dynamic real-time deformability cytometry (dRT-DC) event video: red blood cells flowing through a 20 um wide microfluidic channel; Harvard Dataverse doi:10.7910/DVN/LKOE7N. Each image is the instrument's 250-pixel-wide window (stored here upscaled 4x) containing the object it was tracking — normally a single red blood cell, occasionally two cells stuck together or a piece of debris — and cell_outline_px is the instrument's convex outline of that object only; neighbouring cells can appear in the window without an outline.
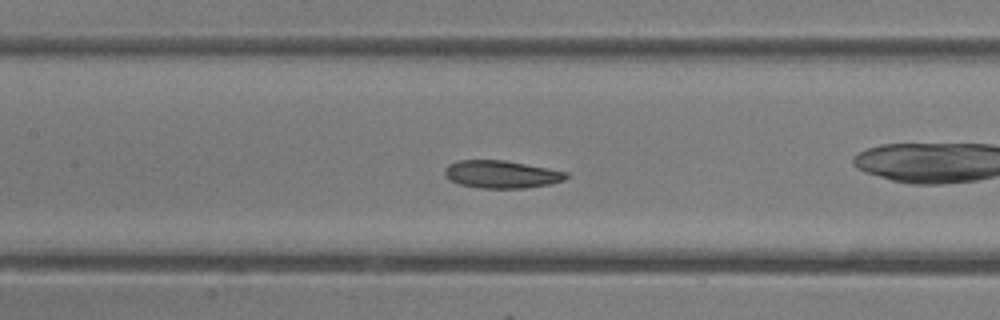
{"species": "common noctule bat (a hibernating species)", "species_latin": "Nyctalus noctula", "temperature_condition": "room temperature", "stored_images_in_passage": 42, "camera_frame_rate_fps": 3000, "um_per_image_px": 0.085, "animal": {"sex": "female"}, "frame": {"image": 1, "passage_image": 19, "time_ms": 6.0, "image_size_px": [1000, 320], "cell_outline_px": [[568, 176], [564, 180], [548, 184], [524, 188], [480, 188], [460, 184], [448, 180], [444, 176], [444, 168], [448, 164], [456, 160], [504, 160], [548, 168], [568, 172]], "centroid_in_image_um": [42.57, 14.81], "position_along_channel_um": 164.8, "area_um2": 19.65}}
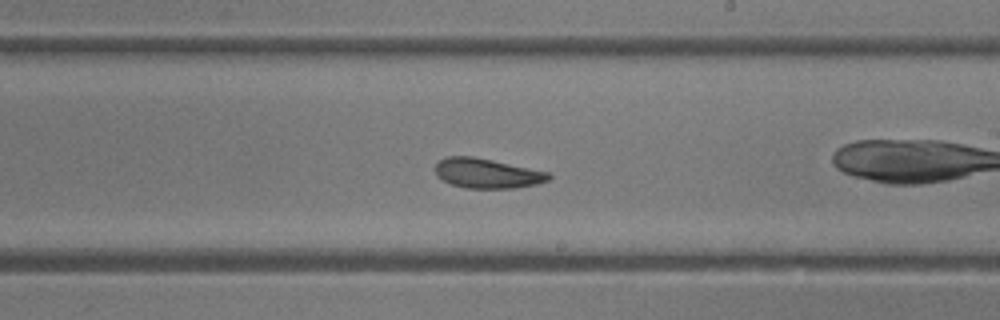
{"frame": {"image": 2, "passage_image": 24, "time_ms": 7.667, "image_size_px": [1000, 320], "cell_outline_px": [[552, 176], [548, 180], [536, 184], [516, 188], [468, 188], [452, 184], [436, 176], [436, 164], [440, 160], [448, 156], [472, 156], [492, 160], [548, 172]], "centroid_in_image_um": [41.4, 14.73], "position_along_channel_um": 247.6, "area_um2": 19.42}}